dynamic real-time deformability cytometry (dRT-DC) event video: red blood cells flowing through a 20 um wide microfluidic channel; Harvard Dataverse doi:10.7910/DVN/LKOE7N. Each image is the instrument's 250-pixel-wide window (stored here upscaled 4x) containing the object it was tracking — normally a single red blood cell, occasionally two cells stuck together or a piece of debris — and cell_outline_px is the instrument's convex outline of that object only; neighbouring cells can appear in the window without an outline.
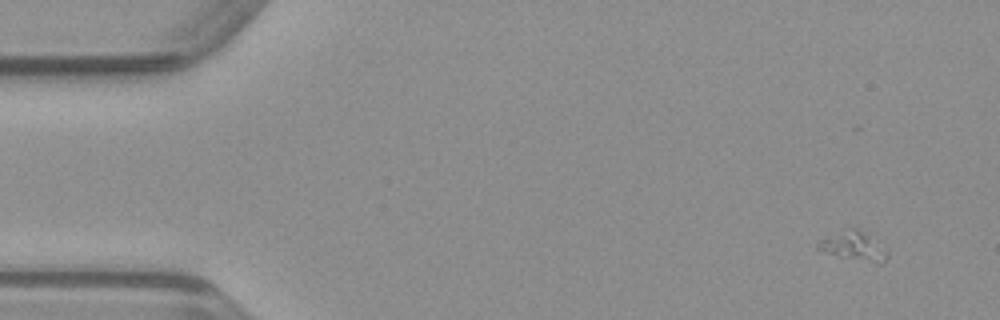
{"species": "common noctule bat (a hibernating species)", "species_latin": "Nyctalus noctula", "temperature_condition": "warm", "stored_images_in_passage": 41, "camera_frame_rate_fps": 3000, "um_per_image_px": 0.085, "animal": {"sex": "male", "body_mass_g": 23.1, "forearm_length_mm": 52.7}, "frame": {"image": 1, "passage_image": 1, "time_ms": 0.0, "image_size_px": [1000, 320], "cell_outline_px": [[888, 256], [880, 264], [876, 264], [828, 252], [816, 248], [816, 244], [820, 240], [852, 228], [860, 228], [888, 248]], "centroid_in_image_um": [72.68, 20.92], "position_along_channel_um": 12.3, "area_um2": 11.39}}
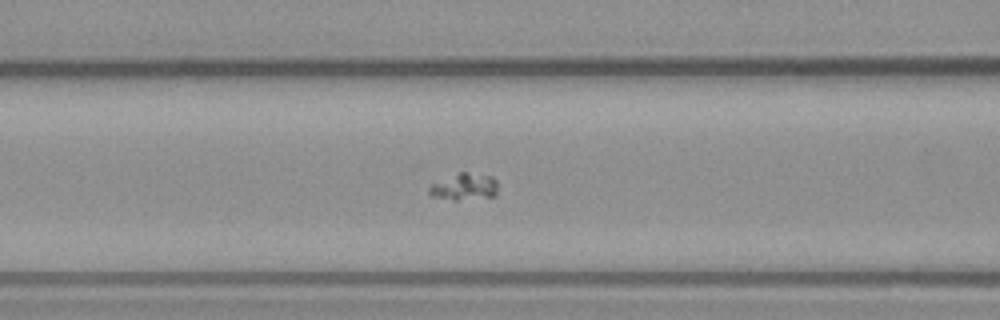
{"frame": {"image": 2, "passage_image": 18, "time_ms": 5.667, "image_size_px": [1000, 320], "cell_outline_px": [[496, 196], [456, 200], [452, 200], [428, 196], [428, 188], [432, 184], [460, 172], [468, 172], [492, 176], [496, 180]], "centroid_in_image_um": [39.44, 15.89], "position_along_channel_um": 127.2, "area_um2": 10.69}}
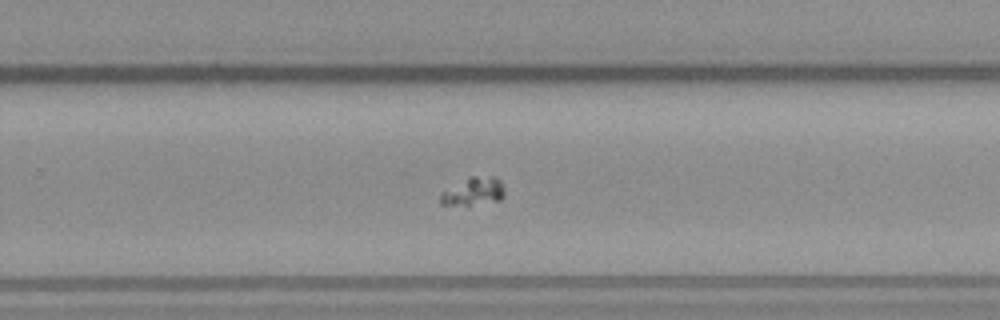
{"frame": {"image": 3, "passage_image": 30, "time_ms": 9.667, "image_size_px": [1000, 320], "cell_outline_px": [[504, 196], [500, 200], [468, 204], [440, 204], [440, 192], [472, 176], [496, 176], [500, 180], [504, 188]], "centroid_in_image_um": [40.27, 16.24], "position_along_channel_um": 289.5, "area_um2": 10.17}}